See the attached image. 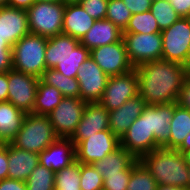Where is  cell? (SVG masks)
<instances>
[{
	"label": "cell",
	"mask_w": 190,
	"mask_h": 190,
	"mask_svg": "<svg viewBox=\"0 0 190 190\" xmlns=\"http://www.w3.org/2000/svg\"><path fill=\"white\" fill-rule=\"evenodd\" d=\"M139 95L146 105L178 102L187 67L164 60L143 63L136 68Z\"/></svg>",
	"instance_id": "6da1fadb"
},
{
	"label": "cell",
	"mask_w": 190,
	"mask_h": 190,
	"mask_svg": "<svg viewBox=\"0 0 190 190\" xmlns=\"http://www.w3.org/2000/svg\"><path fill=\"white\" fill-rule=\"evenodd\" d=\"M139 161L152 174L159 185L188 188L189 167L184 156L176 149L157 148L143 155Z\"/></svg>",
	"instance_id": "7a4b0ae2"
},
{
	"label": "cell",
	"mask_w": 190,
	"mask_h": 190,
	"mask_svg": "<svg viewBox=\"0 0 190 190\" xmlns=\"http://www.w3.org/2000/svg\"><path fill=\"white\" fill-rule=\"evenodd\" d=\"M58 138L48 116L27 113L11 143L22 150L40 154Z\"/></svg>",
	"instance_id": "3957f363"
},
{
	"label": "cell",
	"mask_w": 190,
	"mask_h": 190,
	"mask_svg": "<svg viewBox=\"0 0 190 190\" xmlns=\"http://www.w3.org/2000/svg\"><path fill=\"white\" fill-rule=\"evenodd\" d=\"M47 38L29 33L12 46L13 69L40 78L47 69L45 51Z\"/></svg>",
	"instance_id": "277c9868"
},
{
	"label": "cell",
	"mask_w": 190,
	"mask_h": 190,
	"mask_svg": "<svg viewBox=\"0 0 190 190\" xmlns=\"http://www.w3.org/2000/svg\"><path fill=\"white\" fill-rule=\"evenodd\" d=\"M65 6L63 2L36 1L27 10L30 33L46 38L62 34Z\"/></svg>",
	"instance_id": "5b68a950"
},
{
	"label": "cell",
	"mask_w": 190,
	"mask_h": 190,
	"mask_svg": "<svg viewBox=\"0 0 190 190\" xmlns=\"http://www.w3.org/2000/svg\"><path fill=\"white\" fill-rule=\"evenodd\" d=\"M161 60L177 62L188 66L190 50V19L180 17L170 27L161 31Z\"/></svg>",
	"instance_id": "8992f818"
},
{
	"label": "cell",
	"mask_w": 190,
	"mask_h": 190,
	"mask_svg": "<svg viewBox=\"0 0 190 190\" xmlns=\"http://www.w3.org/2000/svg\"><path fill=\"white\" fill-rule=\"evenodd\" d=\"M128 58L134 68L151 61L161 60L162 34L123 33Z\"/></svg>",
	"instance_id": "52a82bcc"
},
{
	"label": "cell",
	"mask_w": 190,
	"mask_h": 190,
	"mask_svg": "<svg viewBox=\"0 0 190 190\" xmlns=\"http://www.w3.org/2000/svg\"><path fill=\"white\" fill-rule=\"evenodd\" d=\"M139 95L136 69L110 76L99 101L109 112L122 106L127 100Z\"/></svg>",
	"instance_id": "ba28073f"
},
{
	"label": "cell",
	"mask_w": 190,
	"mask_h": 190,
	"mask_svg": "<svg viewBox=\"0 0 190 190\" xmlns=\"http://www.w3.org/2000/svg\"><path fill=\"white\" fill-rule=\"evenodd\" d=\"M39 80L12 68L8 71V101L26 114L32 113Z\"/></svg>",
	"instance_id": "9c48e42d"
},
{
	"label": "cell",
	"mask_w": 190,
	"mask_h": 190,
	"mask_svg": "<svg viewBox=\"0 0 190 190\" xmlns=\"http://www.w3.org/2000/svg\"><path fill=\"white\" fill-rule=\"evenodd\" d=\"M86 102L80 98L63 97L61 102L48 115L59 138H71L81 121Z\"/></svg>",
	"instance_id": "30bf717a"
},
{
	"label": "cell",
	"mask_w": 190,
	"mask_h": 190,
	"mask_svg": "<svg viewBox=\"0 0 190 190\" xmlns=\"http://www.w3.org/2000/svg\"><path fill=\"white\" fill-rule=\"evenodd\" d=\"M120 146L125 148L136 159L143 155L160 148L156 142L154 133L149 132L147 126V105L142 114L134 120L127 132L120 139Z\"/></svg>",
	"instance_id": "8fae6325"
},
{
	"label": "cell",
	"mask_w": 190,
	"mask_h": 190,
	"mask_svg": "<svg viewBox=\"0 0 190 190\" xmlns=\"http://www.w3.org/2000/svg\"><path fill=\"white\" fill-rule=\"evenodd\" d=\"M120 147V139L110 129L99 131L75 147L76 161L93 164Z\"/></svg>",
	"instance_id": "7c38bea8"
},
{
	"label": "cell",
	"mask_w": 190,
	"mask_h": 190,
	"mask_svg": "<svg viewBox=\"0 0 190 190\" xmlns=\"http://www.w3.org/2000/svg\"><path fill=\"white\" fill-rule=\"evenodd\" d=\"M90 57L109 77L134 69L128 58L123 39L112 44L91 49Z\"/></svg>",
	"instance_id": "4fadbf2b"
},
{
	"label": "cell",
	"mask_w": 190,
	"mask_h": 190,
	"mask_svg": "<svg viewBox=\"0 0 190 190\" xmlns=\"http://www.w3.org/2000/svg\"><path fill=\"white\" fill-rule=\"evenodd\" d=\"M108 78L109 76L89 56L79 68L76 77L80 85V99L86 103L99 102Z\"/></svg>",
	"instance_id": "5bb4252c"
},
{
	"label": "cell",
	"mask_w": 190,
	"mask_h": 190,
	"mask_svg": "<svg viewBox=\"0 0 190 190\" xmlns=\"http://www.w3.org/2000/svg\"><path fill=\"white\" fill-rule=\"evenodd\" d=\"M109 129V111L99 102L86 103L81 121L70 138L76 147L95 133Z\"/></svg>",
	"instance_id": "9a60e30c"
},
{
	"label": "cell",
	"mask_w": 190,
	"mask_h": 190,
	"mask_svg": "<svg viewBox=\"0 0 190 190\" xmlns=\"http://www.w3.org/2000/svg\"><path fill=\"white\" fill-rule=\"evenodd\" d=\"M28 13L24 9L0 7V37L11 46L29 34Z\"/></svg>",
	"instance_id": "2e32d148"
},
{
	"label": "cell",
	"mask_w": 190,
	"mask_h": 190,
	"mask_svg": "<svg viewBox=\"0 0 190 190\" xmlns=\"http://www.w3.org/2000/svg\"><path fill=\"white\" fill-rule=\"evenodd\" d=\"M75 161V146L70 138H58L39 154V164L53 172H58Z\"/></svg>",
	"instance_id": "e0dca14e"
},
{
	"label": "cell",
	"mask_w": 190,
	"mask_h": 190,
	"mask_svg": "<svg viewBox=\"0 0 190 190\" xmlns=\"http://www.w3.org/2000/svg\"><path fill=\"white\" fill-rule=\"evenodd\" d=\"M145 106V100L140 95L127 100L122 106L109 112V129L121 139L134 120L142 114Z\"/></svg>",
	"instance_id": "ac0fdd59"
},
{
	"label": "cell",
	"mask_w": 190,
	"mask_h": 190,
	"mask_svg": "<svg viewBox=\"0 0 190 190\" xmlns=\"http://www.w3.org/2000/svg\"><path fill=\"white\" fill-rule=\"evenodd\" d=\"M174 114V102L147 105V126L154 133L156 142L162 147L170 136V121Z\"/></svg>",
	"instance_id": "d6986e66"
},
{
	"label": "cell",
	"mask_w": 190,
	"mask_h": 190,
	"mask_svg": "<svg viewBox=\"0 0 190 190\" xmlns=\"http://www.w3.org/2000/svg\"><path fill=\"white\" fill-rule=\"evenodd\" d=\"M39 164V154L22 150L8 143V178L26 181Z\"/></svg>",
	"instance_id": "ffe728a7"
},
{
	"label": "cell",
	"mask_w": 190,
	"mask_h": 190,
	"mask_svg": "<svg viewBox=\"0 0 190 190\" xmlns=\"http://www.w3.org/2000/svg\"><path fill=\"white\" fill-rule=\"evenodd\" d=\"M123 39V31L114 25L110 20H95L93 26L81 38L80 43L87 49L91 50L95 47L108 45L121 41Z\"/></svg>",
	"instance_id": "44dd1931"
},
{
	"label": "cell",
	"mask_w": 190,
	"mask_h": 190,
	"mask_svg": "<svg viewBox=\"0 0 190 190\" xmlns=\"http://www.w3.org/2000/svg\"><path fill=\"white\" fill-rule=\"evenodd\" d=\"M94 22L95 19L84 10L80 3L67 4L64 11L62 34L81 40Z\"/></svg>",
	"instance_id": "7402d4cb"
},
{
	"label": "cell",
	"mask_w": 190,
	"mask_h": 190,
	"mask_svg": "<svg viewBox=\"0 0 190 190\" xmlns=\"http://www.w3.org/2000/svg\"><path fill=\"white\" fill-rule=\"evenodd\" d=\"M25 115V112L11 102H0V139L4 143H9L16 137Z\"/></svg>",
	"instance_id": "603a6c76"
},
{
	"label": "cell",
	"mask_w": 190,
	"mask_h": 190,
	"mask_svg": "<svg viewBox=\"0 0 190 190\" xmlns=\"http://www.w3.org/2000/svg\"><path fill=\"white\" fill-rule=\"evenodd\" d=\"M190 131V110L174 102V114L170 121V136L162 146L166 149H177Z\"/></svg>",
	"instance_id": "cb8c5ba5"
},
{
	"label": "cell",
	"mask_w": 190,
	"mask_h": 190,
	"mask_svg": "<svg viewBox=\"0 0 190 190\" xmlns=\"http://www.w3.org/2000/svg\"><path fill=\"white\" fill-rule=\"evenodd\" d=\"M79 43V39L65 34L47 38L45 51L46 68H54L56 64L66 57Z\"/></svg>",
	"instance_id": "d4e9b609"
},
{
	"label": "cell",
	"mask_w": 190,
	"mask_h": 190,
	"mask_svg": "<svg viewBox=\"0 0 190 190\" xmlns=\"http://www.w3.org/2000/svg\"><path fill=\"white\" fill-rule=\"evenodd\" d=\"M135 160L136 158L131 153L120 146L103 159L95 161L93 166L98 170L104 179L106 175L121 174Z\"/></svg>",
	"instance_id": "484cf974"
},
{
	"label": "cell",
	"mask_w": 190,
	"mask_h": 190,
	"mask_svg": "<svg viewBox=\"0 0 190 190\" xmlns=\"http://www.w3.org/2000/svg\"><path fill=\"white\" fill-rule=\"evenodd\" d=\"M62 99L63 95L57 88L39 80L32 113L48 116Z\"/></svg>",
	"instance_id": "4316f807"
},
{
	"label": "cell",
	"mask_w": 190,
	"mask_h": 190,
	"mask_svg": "<svg viewBox=\"0 0 190 190\" xmlns=\"http://www.w3.org/2000/svg\"><path fill=\"white\" fill-rule=\"evenodd\" d=\"M40 80L57 88L63 97L80 98V85L76 78H68L54 68L46 69Z\"/></svg>",
	"instance_id": "83f0119b"
},
{
	"label": "cell",
	"mask_w": 190,
	"mask_h": 190,
	"mask_svg": "<svg viewBox=\"0 0 190 190\" xmlns=\"http://www.w3.org/2000/svg\"><path fill=\"white\" fill-rule=\"evenodd\" d=\"M90 56V50L79 43L66 57L56 64L54 69L68 78H76L79 68Z\"/></svg>",
	"instance_id": "f1b7e54d"
},
{
	"label": "cell",
	"mask_w": 190,
	"mask_h": 190,
	"mask_svg": "<svg viewBox=\"0 0 190 190\" xmlns=\"http://www.w3.org/2000/svg\"><path fill=\"white\" fill-rule=\"evenodd\" d=\"M158 184L147 168L136 159L131 164L127 190H157Z\"/></svg>",
	"instance_id": "f546056e"
},
{
	"label": "cell",
	"mask_w": 190,
	"mask_h": 190,
	"mask_svg": "<svg viewBox=\"0 0 190 190\" xmlns=\"http://www.w3.org/2000/svg\"><path fill=\"white\" fill-rule=\"evenodd\" d=\"M161 32L151 11L132 14L123 33H158Z\"/></svg>",
	"instance_id": "4dcf8cb0"
},
{
	"label": "cell",
	"mask_w": 190,
	"mask_h": 190,
	"mask_svg": "<svg viewBox=\"0 0 190 190\" xmlns=\"http://www.w3.org/2000/svg\"><path fill=\"white\" fill-rule=\"evenodd\" d=\"M80 182V162L55 172V190H81Z\"/></svg>",
	"instance_id": "1f68e13d"
},
{
	"label": "cell",
	"mask_w": 190,
	"mask_h": 190,
	"mask_svg": "<svg viewBox=\"0 0 190 190\" xmlns=\"http://www.w3.org/2000/svg\"><path fill=\"white\" fill-rule=\"evenodd\" d=\"M150 11L161 31L170 27L180 18L168 0H153Z\"/></svg>",
	"instance_id": "d6a6232c"
},
{
	"label": "cell",
	"mask_w": 190,
	"mask_h": 190,
	"mask_svg": "<svg viewBox=\"0 0 190 190\" xmlns=\"http://www.w3.org/2000/svg\"><path fill=\"white\" fill-rule=\"evenodd\" d=\"M25 183L27 190H55V172L38 164Z\"/></svg>",
	"instance_id": "836d02e7"
},
{
	"label": "cell",
	"mask_w": 190,
	"mask_h": 190,
	"mask_svg": "<svg viewBox=\"0 0 190 190\" xmlns=\"http://www.w3.org/2000/svg\"><path fill=\"white\" fill-rule=\"evenodd\" d=\"M131 16V11L126 7L122 0L108 1L105 19L110 20L122 31L126 28Z\"/></svg>",
	"instance_id": "e575fe53"
},
{
	"label": "cell",
	"mask_w": 190,
	"mask_h": 190,
	"mask_svg": "<svg viewBox=\"0 0 190 190\" xmlns=\"http://www.w3.org/2000/svg\"><path fill=\"white\" fill-rule=\"evenodd\" d=\"M80 189L103 190V178L93 164L80 163Z\"/></svg>",
	"instance_id": "d590c367"
},
{
	"label": "cell",
	"mask_w": 190,
	"mask_h": 190,
	"mask_svg": "<svg viewBox=\"0 0 190 190\" xmlns=\"http://www.w3.org/2000/svg\"><path fill=\"white\" fill-rule=\"evenodd\" d=\"M131 176V165L121 174L106 175L103 190H127Z\"/></svg>",
	"instance_id": "8d00e7d4"
},
{
	"label": "cell",
	"mask_w": 190,
	"mask_h": 190,
	"mask_svg": "<svg viewBox=\"0 0 190 190\" xmlns=\"http://www.w3.org/2000/svg\"><path fill=\"white\" fill-rule=\"evenodd\" d=\"M109 0H81L79 3L95 20L105 19Z\"/></svg>",
	"instance_id": "74e56055"
},
{
	"label": "cell",
	"mask_w": 190,
	"mask_h": 190,
	"mask_svg": "<svg viewBox=\"0 0 190 190\" xmlns=\"http://www.w3.org/2000/svg\"><path fill=\"white\" fill-rule=\"evenodd\" d=\"M12 68V46L0 37V73H6Z\"/></svg>",
	"instance_id": "f35d334b"
},
{
	"label": "cell",
	"mask_w": 190,
	"mask_h": 190,
	"mask_svg": "<svg viewBox=\"0 0 190 190\" xmlns=\"http://www.w3.org/2000/svg\"><path fill=\"white\" fill-rule=\"evenodd\" d=\"M132 14L150 10L153 0H122Z\"/></svg>",
	"instance_id": "ab89813d"
},
{
	"label": "cell",
	"mask_w": 190,
	"mask_h": 190,
	"mask_svg": "<svg viewBox=\"0 0 190 190\" xmlns=\"http://www.w3.org/2000/svg\"><path fill=\"white\" fill-rule=\"evenodd\" d=\"M177 103L181 107L190 110V80L188 78H186L183 82V86Z\"/></svg>",
	"instance_id": "60d3db41"
},
{
	"label": "cell",
	"mask_w": 190,
	"mask_h": 190,
	"mask_svg": "<svg viewBox=\"0 0 190 190\" xmlns=\"http://www.w3.org/2000/svg\"><path fill=\"white\" fill-rule=\"evenodd\" d=\"M0 190H27L24 181L6 178L0 180Z\"/></svg>",
	"instance_id": "b9f144b4"
},
{
	"label": "cell",
	"mask_w": 190,
	"mask_h": 190,
	"mask_svg": "<svg viewBox=\"0 0 190 190\" xmlns=\"http://www.w3.org/2000/svg\"><path fill=\"white\" fill-rule=\"evenodd\" d=\"M8 178V143L0 149V180Z\"/></svg>",
	"instance_id": "7bdbcfd3"
},
{
	"label": "cell",
	"mask_w": 190,
	"mask_h": 190,
	"mask_svg": "<svg viewBox=\"0 0 190 190\" xmlns=\"http://www.w3.org/2000/svg\"><path fill=\"white\" fill-rule=\"evenodd\" d=\"M180 17L190 15V0H168Z\"/></svg>",
	"instance_id": "ee69618b"
},
{
	"label": "cell",
	"mask_w": 190,
	"mask_h": 190,
	"mask_svg": "<svg viewBox=\"0 0 190 190\" xmlns=\"http://www.w3.org/2000/svg\"><path fill=\"white\" fill-rule=\"evenodd\" d=\"M8 101V72L0 73V102Z\"/></svg>",
	"instance_id": "f6af8a7d"
},
{
	"label": "cell",
	"mask_w": 190,
	"mask_h": 190,
	"mask_svg": "<svg viewBox=\"0 0 190 190\" xmlns=\"http://www.w3.org/2000/svg\"><path fill=\"white\" fill-rule=\"evenodd\" d=\"M37 0H8L7 6L28 10Z\"/></svg>",
	"instance_id": "bcb514c9"
},
{
	"label": "cell",
	"mask_w": 190,
	"mask_h": 190,
	"mask_svg": "<svg viewBox=\"0 0 190 190\" xmlns=\"http://www.w3.org/2000/svg\"><path fill=\"white\" fill-rule=\"evenodd\" d=\"M189 148H190V131L188 135L185 137L182 144L176 150L182 153L184 150L189 149Z\"/></svg>",
	"instance_id": "7dc6e473"
},
{
	"label": "cell",
	"mask_w": 190,
	"mask_h": 190,
	"mask_svg": "<svg viewBox=\"0 0 190 190\" xmlns=\"http://www.w3.org/2000/svg\"><path fill=\"white\" fill-rule=\"evenodd\" d=\"M157 190H185V189L182 187L172 186V185H159L157 187Z\"/></svg>",
	"instance_id": "c3c4849f"
},
{
	"label": "cell",
	"mask_w": 190,
	"mask_h": 190,
	"mask_svg": "<svg viewBox=\"0 0 190 190\" xmlns=\"http://www.w3.org/2000/svg\"><path fill=\"white\" fill-rule=\"evenodd\" d=\"M186 165L190 168V148L182 152Z\"/></svg>",
	"instance_id": "681fc988"
},
{
	"label": "cell",
	"mask_w": 190,
	"mask_h": 190,
	"mask_svg": "<svg viewBox=\"0 0 190 190\" xmlns=\"http://www.w3.org/2000/svg\"><path fill=\"white\" fill-rule=\"evenodd\" d=\"M81 0H62V2L67 5V4H75L79 3Z\"/></svg>",
	"instance_id": "f907efd6"
},
{
	"label": "cell",
	"mask_w": 190,
	"mask_h": 190,
	"mask_svg": "<svg viewBox=\"0 0 190 190\" xmlns=\"http://www.w3.org/2000/svg\"><path fill=\"white\" fill-rule=\"evenodd\" d=\"M8 0H0V7L7 6Z\"/></svg>",
	"instance_id": "816d5d0a"
},
{
	"label": "cell",
	"mask_w": 190,
	"mask_h": 190,
	"mask_svg": "<svg viewBox=\"0 0 190 190\" xmlns=\"http://www.w3.org/2000/svg\"><path fill=\"white\" fill-rule=\"evenodd\" d=\"M37 1H46V2H62V0H37Z\"/></svg>",
	"instance_id": "f5cc1de1"
},
{
	"label": "cell",
	"mask_w": 190,
	"mask_h": 190,
	"mask_svg": "<svg viewBox=\"0 0 190 190\" xmlns=\"http://www.w3.org/2000/svg\"><path fill=\"white\" fill-rule=\"evenodd\" d=\"M187 78L190 80V65L187 66Z\"/></svg>",
	"instance_id": "db71d44e"
},
{
	"label": "cell",
	"mask_w": 190,
	"mask_h": 190,
	"mask_svg": "<svg viewBox=\"0 0 190 190\" xmlns=\"http://www.w3.org/2000/svg\"><path fill=\"white\" fill-rule=\"evenodd\" d=\"M5 145V143L0 139V149Z\"/></svg>",
	"instance_id": "11a10c76"
},
{
	"label": "cell",
	"mask_w": 190,
	"mask_h": 190,
	"mask_svg": "<svg viewBox=\"0 0 190 190\" xmlns=\"http://www.w3.org/2000/svg\"><path fill=\"white\" fill-rule=\"evenodd\" d=\"M188 188H190V168H189V184H188Z\"/></svg>",
	"instance_id": "9f6ffc18"
},
{
	"label": "cell",
	"mask_w": 190,
	"mask_h": 190,
	"mask_svg": "<svg viewBox=\"0 0 190 190\" xmlns=\"http://www.w3.org/2000/svg\"><path fill=\"white\" fill-rule=\"evenodd\" d=\"M188 65H190V50H189Z\"/></svg>",
	"instance_id": "6f0895ef"
}]
</instances>
